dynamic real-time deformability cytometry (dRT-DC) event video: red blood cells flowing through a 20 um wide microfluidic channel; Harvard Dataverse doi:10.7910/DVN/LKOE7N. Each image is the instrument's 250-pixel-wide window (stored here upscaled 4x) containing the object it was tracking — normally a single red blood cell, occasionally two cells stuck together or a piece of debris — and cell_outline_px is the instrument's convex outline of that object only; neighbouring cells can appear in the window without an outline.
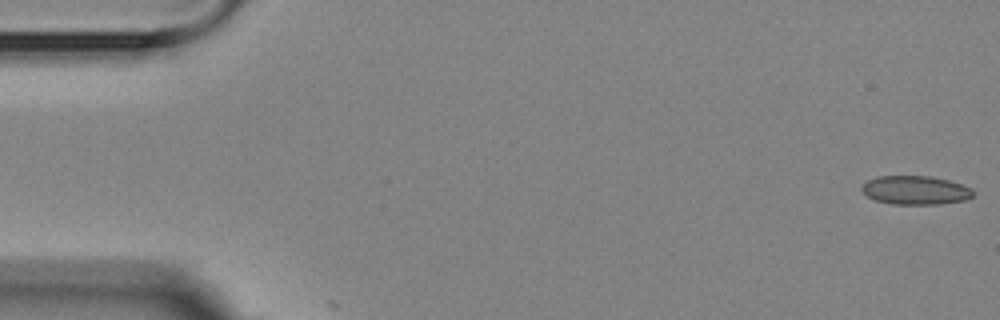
{"species": "Egyptian fruit bat (a non-hibernating species)", "species_latin": "Rousettus aegyptiacus", "temperature_condition": "room temperature", "stored_images_in_passage": 6, "camera_frame_rate_fps": 3000, "um_per_image_px": 0.085, "animal": {"sex": "female"}, "frame": {"image": 1, "passage_image": 1, "time_ms": 0.0, "image_size_px": [1000, 320], "cell_outline_px": [[972, 196], [964, 200], [940, 204], [892, 204], [876, 200], [868, 196], [860, 188], [868, 180], [876, 176], [928, 176], [948, 180], [972, 188]], "centroid_in_image_um": [77.8, 16.16], "position_along_channel_um": 7.2, "area_um2": 18.44}}